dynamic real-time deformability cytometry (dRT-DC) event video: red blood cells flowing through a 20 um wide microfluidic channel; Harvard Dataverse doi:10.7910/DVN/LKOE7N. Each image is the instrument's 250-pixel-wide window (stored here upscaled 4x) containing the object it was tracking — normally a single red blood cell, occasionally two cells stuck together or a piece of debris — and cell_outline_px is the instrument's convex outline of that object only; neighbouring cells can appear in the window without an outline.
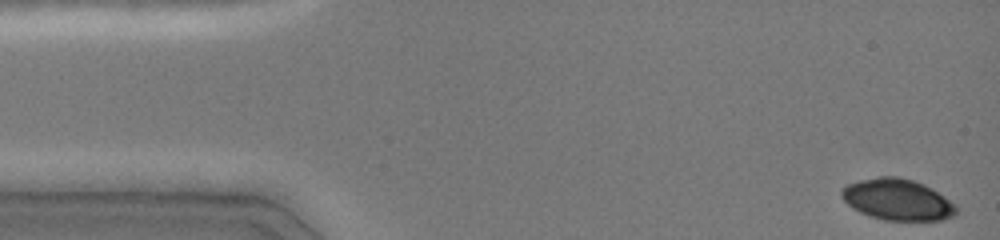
{"species": "common noctule bat (a hibernating species)", "species_latin": "Nyctalus noctula", "temperature_condition": "cold", "stored_images_in_passage": 44, "camera_frame_rate_fps": 3000, "um_per_image_px": 0.085, "animal": {"sex": "female", "body_mass_g": 19.0, "forearm_length_mm": 51.5}, "frame": {"image": 1, "passage_image": 1, "time_ms": 0.0, "image_size_px": [1000, 240], "cell_outline_px": [[956, 216], [940, 220], [884, 220], [860, 212], [852, 208], [840, 196], [840, 192], [848, 184], [860, 180], [876, 176], [896, 176], [912, 180], [924, 184], [932, 188], [956, 204]], "centroid_in_image_um": [76.29, 16.96], "position_along_channel_um": 8.7, "area_um2": 27.57}}
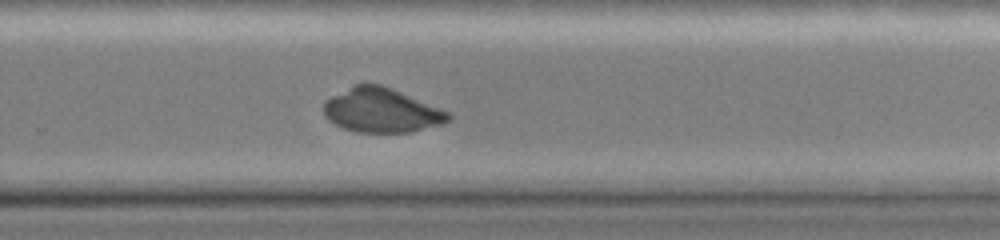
{"frame": {"image": 2, "passage_image": 31, "time_ms": 10.0, "image_size_px": [1000, 240], "cell_outline_px": [[452, 116], [448, 120], [440, 124], [408, 132], [356, 132], [344, 128], [328, 120], [324, 116], [324, 100], [356, 84], [380, 84], [392, 88], [452, 112]], "centroid_in_image_um": [32.44, 9.37], "position_along_channel_um": 297.4, "area_um2": 32.02}}
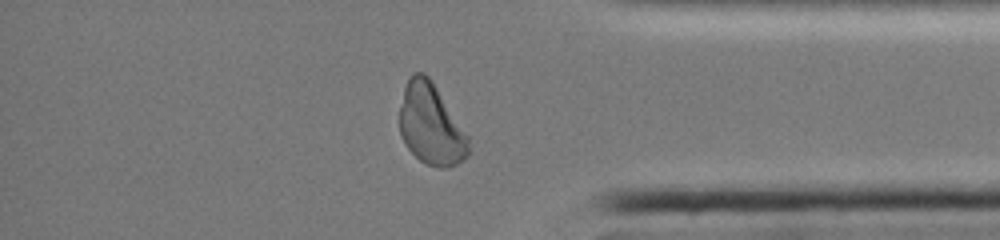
{"frame": {"image": 3, "passage_image": 39, "time_ms": 12.667, "image_size_px": [1000, 240], "cell_outline_px": [[468, 156], [456, 164], [448, 168], [440, 168], [428, 164], [420, 160], [404, 144], [400, 136], [400, 108], [404, 88], [408, 76], [412, 72], [424, 72], [432, 80], [468, 136]], "centroid_in_image_um": [36.61, 10.56], "position_along_channel_um": 398.6, "area_um2": 32.48}}